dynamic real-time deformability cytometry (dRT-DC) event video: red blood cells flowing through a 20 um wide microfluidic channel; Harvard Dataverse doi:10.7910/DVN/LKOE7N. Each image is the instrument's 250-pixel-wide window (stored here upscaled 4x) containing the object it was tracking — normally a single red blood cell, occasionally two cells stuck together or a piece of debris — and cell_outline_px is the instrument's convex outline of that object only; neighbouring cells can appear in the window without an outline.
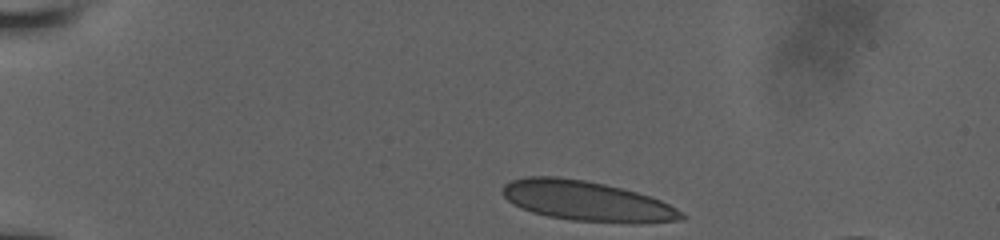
{"species": "human", "species_latin": "Homo sapiens", "temperature_condition": "room temperature", "stored_images_in_passage": 42, "camera_frame_rate_fps": 3000, "um_per_image_px": 0.085, "donor": {"sex": "male"}, "frame": {"image": 1, "passage_image": 1, "time_ms": 0.0, "image_size_px": [1000, 240], "cell_outline_px": [[688, 216], [684, 220], [640, 224], [632, 224], [572, 220], [548, 216], [532, 212], [520, 208], [512, 204], [500, 192], [504, 184], [512, 180], [524, 176], [560, 176], [584, 180], [604, 184], [636, 192], [660, 200], [676, 208]], "centroid_in_image_um": [49.88, 17.1], "position_along_channel_um": 35.1, "area_um2": 42.14}}
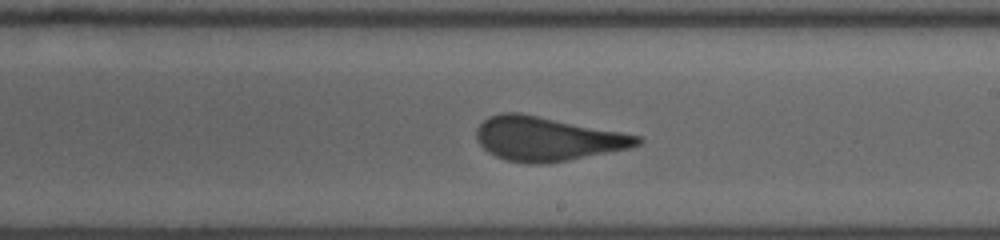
{"frame": {"image": 2, "passage_image": 19, "time_ms": 7.0, "image_size_px": [1000, 240], "cell_outline_px": [[644, 140], [640, 144], [632, 148], [548, 164], [524, 164], [508, 160], [496, 156], [488, 152], [476, 140], [476, 128], [488, 116], [500, 112], [520, 112], [640, 136]], "centroid_in_image_um": [46.5, 11.8], "position_along_channel_um": 242.5, "area_um2": 41.5}}
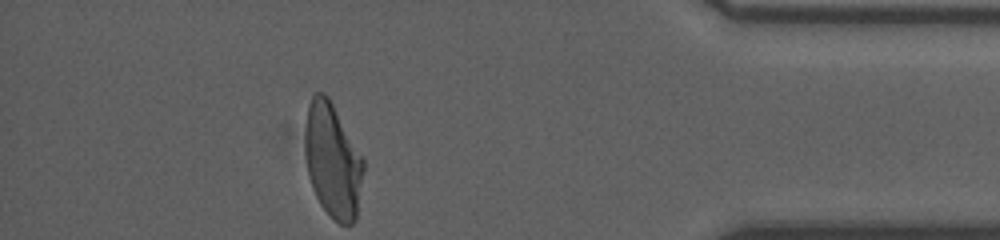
{"frame": {"image": 3, "passage_image": 42, "time_ms": 12.0, "image_size_px": [1000, 240], "cell_outline_px": [[364, 168], [356, 220], [352, 224], [340, 224], [320, 204], [312, 188], [308, 176], [304, 152], [304, 140], [308, 104], [312, 96], [316, 92], [324, 92], [328, 96], [364, 160]], "centroid_in_image_um": [28.26, 13.65], "position_along_channel_um": 406.9, "area_um2": 38.84}}